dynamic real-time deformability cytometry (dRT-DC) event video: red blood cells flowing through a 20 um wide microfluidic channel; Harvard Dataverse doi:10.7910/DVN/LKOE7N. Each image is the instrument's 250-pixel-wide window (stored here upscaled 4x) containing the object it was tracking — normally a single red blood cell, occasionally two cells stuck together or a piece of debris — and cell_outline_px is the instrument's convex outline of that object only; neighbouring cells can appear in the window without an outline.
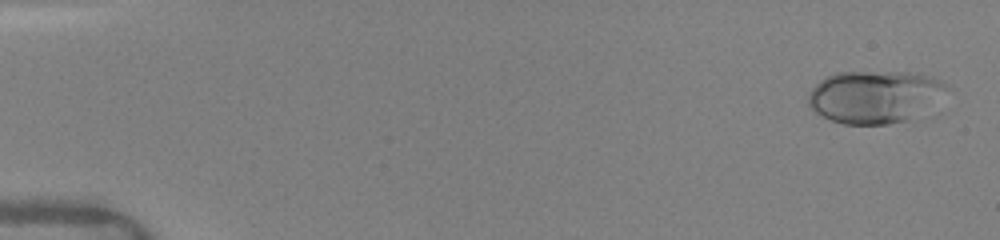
{"species": "human", "species_latin": "Homo sapiens", "temperature_condition": "warm", "stored_images_in_passage": 49, "camera_frame_rate_fps": 3000, "um_per_image_px": 0.085, "donor": {"sex": "female"}, "frame": {"image": 1, "passage_image": 2, "time_ms": 0.333, "image_size_px": [1000, 240], "cell_outline_px": [[952, 88], [908, 120], [888, 124], [844, 124], [832, 120], [816, 112], [808, 104], [808, 92], [820, 80], [836, 72], [916, 72], [932, 76], [948, 84]], "centroid_in_image_um": [74.34, 8.19], "position_along_channel_um": 10.7, "area_um2": 42.19}}
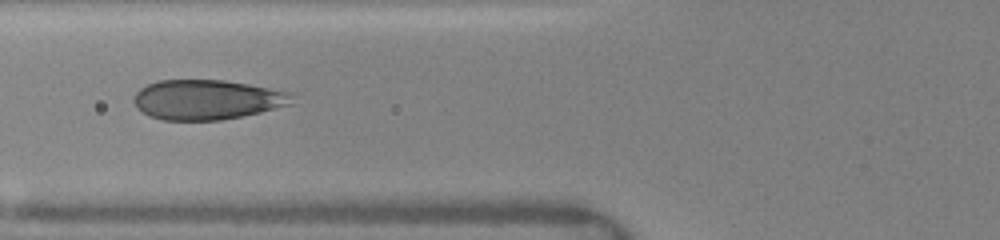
{"frame": {"image": 2, "passage_image": 19, "time_ms": 6.333, "image_size_px": [1000, 240], "cell_outline_px": [[292, 104], [260, 112], [220, 120], [164, 120], [148, 116], [132, 100], [136, 92], [140, 88], [148, 84], [160, 80], [224, 80], [248, 84], [292, 92]], "centroid_in_image_um": [17.6, 8.46], "position_along_channel_um": 108.2, "area_um2": 36.53}}
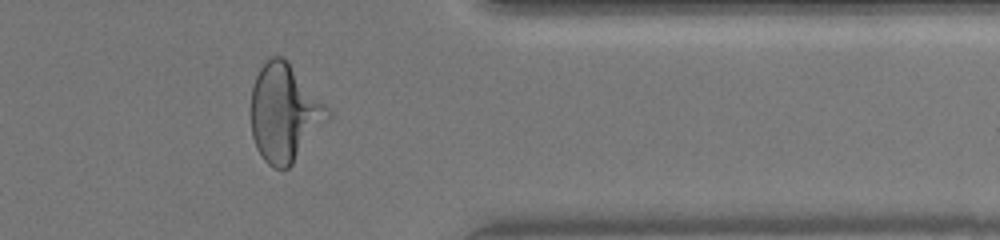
{"frame": {"image": 3, "passage_image": 41, "time_ms": 13.333, "image_size_px": [1000, 240], "cell_outline_px": [[332, 116], [292, 164], [288, 168], [272, 168], [264, 160], [256, 148], [252, 136], [252, 84], [260, 68], [268, 56], [280, 56], [288, 60], [332, 112]], "centroid_in_image_um": [24.18, 9.58], "position_along_channel_um": 387.2, "area_um2": 43.64}, "authors_computed_cell_mechanics": {"area_um2": 38.6682, "velocity_mm_per_s": 4.1208, "shape_relaxation_time_tau1_ms": 4.2021, "shape_relaxation_time_tau2_ms": null, "deformation_change_tau1": 0.205, "deformation_change_tau2": null}}